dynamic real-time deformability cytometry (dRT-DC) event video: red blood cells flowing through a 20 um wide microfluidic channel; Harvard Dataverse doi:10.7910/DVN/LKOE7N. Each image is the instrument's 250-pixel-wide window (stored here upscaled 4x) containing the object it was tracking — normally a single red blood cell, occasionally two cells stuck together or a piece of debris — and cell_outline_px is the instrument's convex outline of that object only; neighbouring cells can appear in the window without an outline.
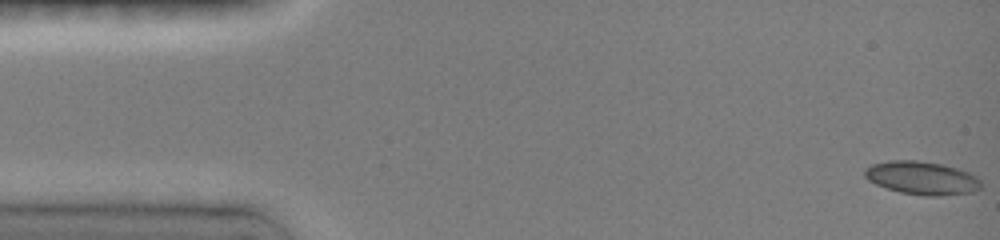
{"species": "common noctule bat (a hibernating species)", "species_latin": "Nyctalus noctula", "temperature_condition": "room temperature", "stored_images_in_passage": 49, "camera_frame_rate_fps": 3000, "um_per_image_px": 0.085, "animal": {"sex": "female", "body_mass_g": 19.0, "forearm_length_mm": 51.5}, "frame": {"image": 1, "passage_image": 1, "time_ms": 0.0, "image_size_px": [1000, 240], "cell_outline_px": [[980, 188], [972, 192], [936, 196], [924, 196], [900, 192], [876, 184], [868, 180], [864, 176], [864, 168], [872, 164], [888, 160], [916, 160], [944, 164], [968, 172], [976, 176], [980, 180]], "centroid_in_image_um": [78.33, 15.12], "position_along_channel_um": 6.7, "area_um2": 22.54}}
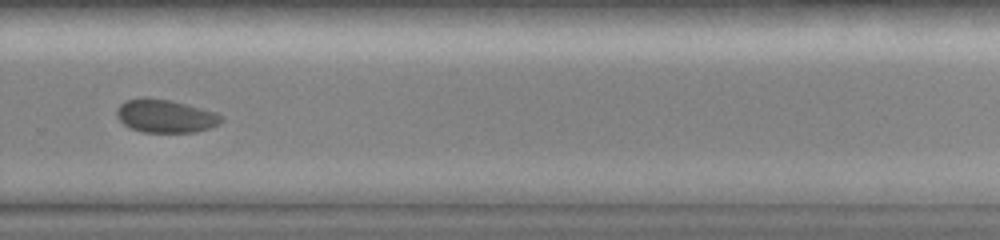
{"frame": {"image": 2, "passage_image": 34, "time_ms": 11.0, "image_size_px": [1000, 240], "cell_outline_px": [[224, 120], [220, 124], [196, 132], [144, 132], [128, 128], [116, 116], [116, 112], [120, 104], [128, 100], [144, 96], [168, 100], [216, 112], [224, 116]], "centroid_in_image_um": [14.06, 9.87], "position_along_channel_um": 315.7, "area_um2": 20.23}}
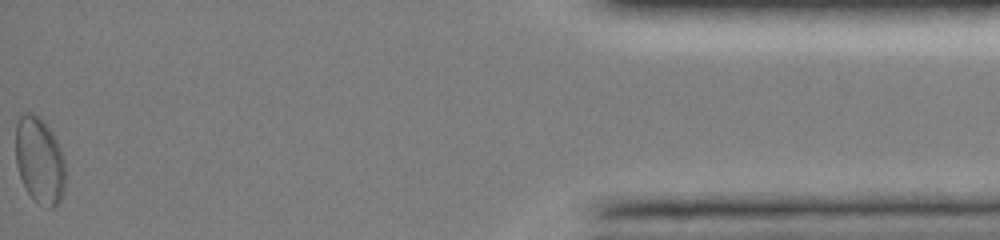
{"frame": {"image": 3, "passage_image": 49, "time_ms": 16.0, "image_size_px": [1000, 240], "cell_outline_px": [[64, 188], [60, 200], [52, 208], [48, 208], [32, 200], [20, 176], [16, 164], [16, 120], [20, 116], [28, 112], [32, 112], [40, 116], [44, 120], [52, 132], [60, 148], [64, 160]], "centroid_in_image_um": [3.35, 13.61], "position_along_channel_um": 431.9, "area_um2": 25.14}, "authors_computed_cell_mechanics": {"area_um2": 20.4612, "velocity_mm_per_s": 3.9488, "shape_relaxation_time_tau1_ms": null, "shape_relaxation_time_tau2_ms": 6.3457, "deformation_change_tau1": null, "deformation_change_tau2": 0.0559}}